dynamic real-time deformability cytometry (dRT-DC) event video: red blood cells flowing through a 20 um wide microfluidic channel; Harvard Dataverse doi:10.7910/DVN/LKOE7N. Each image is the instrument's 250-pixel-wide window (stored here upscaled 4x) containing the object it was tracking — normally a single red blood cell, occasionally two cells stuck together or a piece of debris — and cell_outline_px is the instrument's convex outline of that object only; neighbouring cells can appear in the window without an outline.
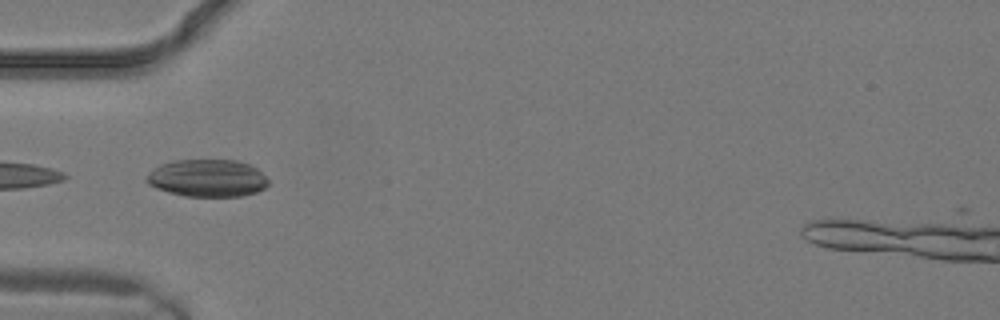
{"species": "common noctule bat (a hibernating species)", "species_latin": "Nyctalus noctula", "temperature_condition": "warm", "stored_images_in_passage": 4, "camera_frame_rate_fps": 3000, "um_per_image_px": 0.085, "animal": {"sex": "male", "body_mass_g": 19.2, "forearm_length_mm": 51.8}, "frame": {"image": 1, "passage_image": 3, "time_ms": 0.667, "image_size_px": [1000, 320], "cell_outline_px": [[268, 184], [264, 188], [256, 192], [240, 196], [184, 196], [168, 192], [156, 188], [148, 184], [144, 180], [152, 168], [160, 164], [172, 160], [236, 160], [248, 164], [256, 168], [268, 180]], "centroid_in_image_um": [17.58, 15.13], "position_along_channel_um": 67.4, "area_um2": 26.59}}